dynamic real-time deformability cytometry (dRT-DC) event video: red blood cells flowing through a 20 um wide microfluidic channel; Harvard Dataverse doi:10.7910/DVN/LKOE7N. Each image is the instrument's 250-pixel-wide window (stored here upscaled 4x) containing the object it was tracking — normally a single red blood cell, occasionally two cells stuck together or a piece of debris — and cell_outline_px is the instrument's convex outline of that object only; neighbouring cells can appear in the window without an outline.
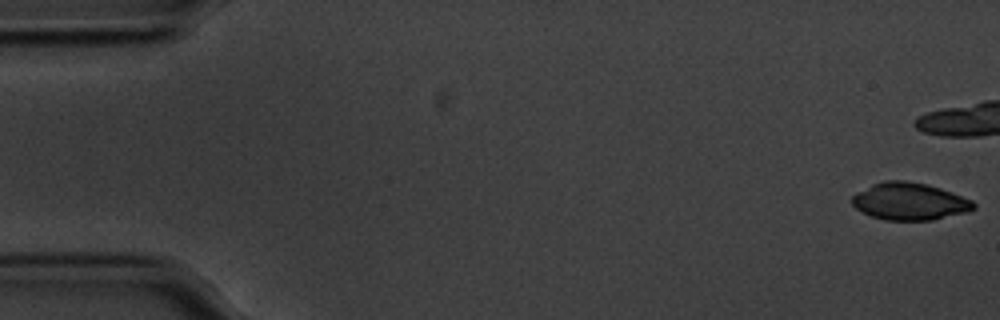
{"species": "common noctule bat (a hibernating species)", "species_latin": "Nyctalus noctula", "temperature_condition": "cold", "stored_images_in_passage": 45, "camera_frame_rate_fps": 3000, "um_per_image_px": 0.085, "animal": {"sex": "male", "body_mass_g": 20.1, "forearm_length_mm": 53.5}, "frame": {"image": 1, "passage_image": 1, "time_ms": 0.0, "image_size_px": [1000, 320], "cell_outline_px": [[976, 208], [968, 212], [932, 220], [888, 220], [872, 216], [856, 208], [852, 204], [852, 196], [856, 192], [872, 184], [884, 180], [904, 180], [924, 184], [940, 188], [952, 192], [972, 200], [976, 204]], "centroid_in_image_um": [77.33, 17.11], "position_along_channel_um": 7.7, "area_um2": 26.36}}